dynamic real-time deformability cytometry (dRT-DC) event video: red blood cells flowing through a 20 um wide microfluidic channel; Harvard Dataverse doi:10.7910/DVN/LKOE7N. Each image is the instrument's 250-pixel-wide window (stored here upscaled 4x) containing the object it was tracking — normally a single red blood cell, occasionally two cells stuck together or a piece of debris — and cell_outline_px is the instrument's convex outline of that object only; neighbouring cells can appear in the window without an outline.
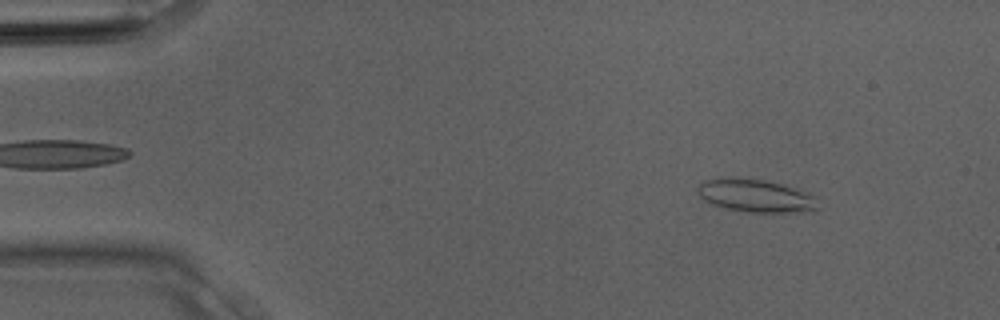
{"species": "Egyptian fruit bat (a non-hibernating species)", "species_latin": "Rousettus aegyptiacus", "temperature_condition": "room temperature", "stored_images_in_passage": 3, "camera_frame_rate_fps": 3000, "um_per_image_px": 0.085, "animal": {"sex": "male"}, "frame": {"image": 1, "passage_image": 3, "time_ms": 0.667, "image_size_px": [1000, 320], "cell_outline_px": [[820, 208], [804, 212], [748, 212], [724, 208], [712, 204], [704, 200], [696, 192], [696, 188], [704, 180], [720, 176], [764, 180], [784, 184], [808, 192], [816, 196]], "centroid_in_image_um": [64.23, 16.62], "position_along_channel_um": 20.8, "area_um2": 23.58}}